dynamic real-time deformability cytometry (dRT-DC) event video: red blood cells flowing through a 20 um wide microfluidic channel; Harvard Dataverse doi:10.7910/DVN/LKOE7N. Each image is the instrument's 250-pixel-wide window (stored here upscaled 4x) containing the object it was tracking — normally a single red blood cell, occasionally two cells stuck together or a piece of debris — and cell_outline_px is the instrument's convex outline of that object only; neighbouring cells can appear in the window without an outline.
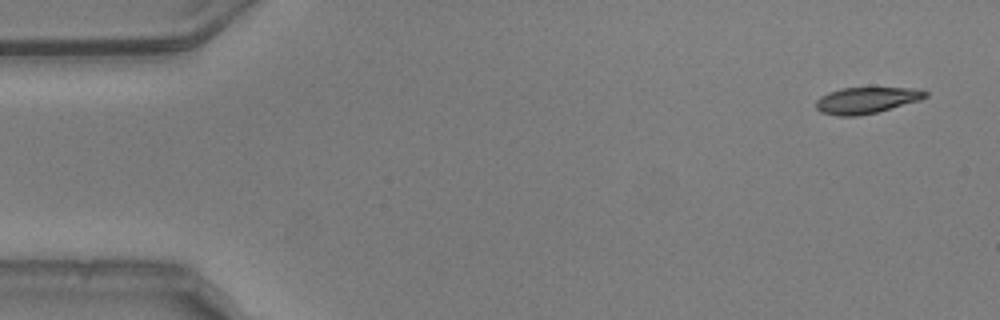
{"species": "common noctule bat (a hibernating species)", "species_latin": "Nyctalus noctula", "temperature_condition": "warm", "stored_images_in_passage": 52, "camera_frame_rate_fps": 3000, "um_per_image_px": 0.085, "animal": {"sex": "male", "body_mass_g": 20.5, "forearm_length_mm": 52.5}, "frame": {"image": 1, "passage_image": 1, "time_ms": 0.0, "image_size_px": [1000, 320], "cell_outline_px": [[928, 96], [920, 100], [876, 112], [856, 116], [840, 116], [820, 112], [816, 108], [816, 100], [820, 96], [828, 92], [840, 88], [920, 88], [928, 92]], "centroid_in_image_um": [73.64, 8.51], "position_along_channel_um": 11.4, "area_um2": 16.76}}
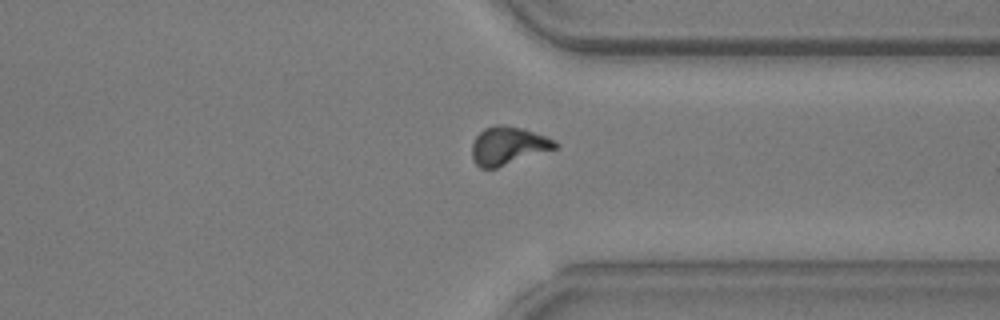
{"frame": {"image": 2, "passage_image": 39, "time_ms": 12.667, "image_size_px": [1000, 320], "cell_outline_px": [[560, 144], [556, 148], [496, 168], [480, 168], [472, 160], [472, 144], [476, 136], [484, 128], [496, 124], [504, 124], [524, 128], [556, 140]], "centroid_in_image_um": [43.18, 12.37], "position_along_channel_um": 368.2, "area_um2": 18.55}}
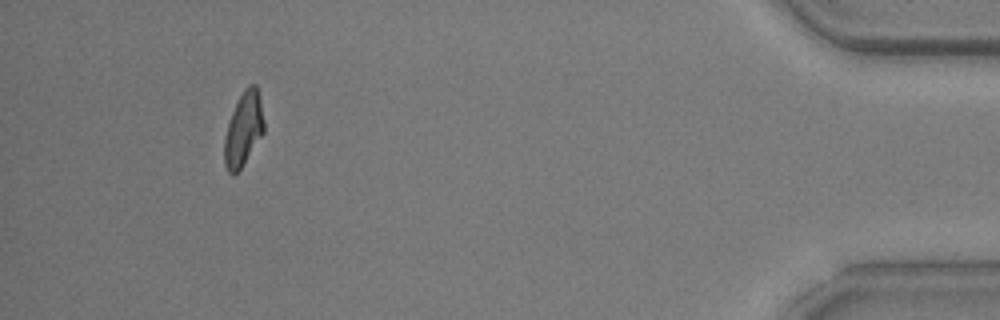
{"frame": {"image": 3, "passage_image": 48, "time_ms": 15.667, "image_size_px": [1000, 320], "cell_outline_px": [[264, 132], [240, 168], [232, 176], [228, 172], [224, 164], [224, 140], [228, 124], [232, 112], [244, 88], [248, 84], [256, 84], [260, 100], [264, 120]], "centroid_in_image_um": [20.69, 10.97], "position_along_channel_um": 414.5, "area_um2": 16.76}, "authors_computed_cell_mechanics": {"area_um2": 18.0047, "velocity_mm_per_s": 3.7691, "shape_relaxation_time_tau1_ms": 5.7823, "shape_relaxation_time_tau2_ms": 2.7154, "deformation_change_tau1": 0.2023, "deformation_change_tau2": 0.0953}}